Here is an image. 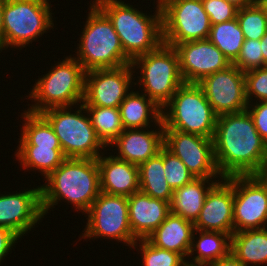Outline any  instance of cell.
Here are the masks:
<instances>
[{
  "instance_id": "277c9868",
  "label": "cell",
  "mask_w": 267,
  "mask_h": 266,
  "mask_svg": "<svg viewBox=\"0 0 267 266\" xmlns=\"http://www.w3.org/2000/svg\"><path fill=\"white\" fill-rule=\"evenodd\" d=\"M89 10L76 48L77 57H74L83 70L112 69L131 64L109 18L94 3H90Z\"/></svg>"
},
{
  "instance_id": "b9f144b4",
  "label": "cell",
  "mask_w": 267,
  "mask_h": 266,
  "mask_svg": "<svg viewBox=\"0 0 267 266\" xmlns=\"http://www.w3.org/2000/svg\"><path fill=\"white\" fill-rule=\"evenodd\" d=\"M3 3L4 0H0V41L2 44V33H3Z\"/></svg>"
},
{
  "instance_id": "7a4b0ae2",
  "label": "cell",
  "mask_w": 267,
  "mask_h": 266,
  "mask_svg": "<svg viewBox=\"0 0 267 266\" xmlns=\"http://www.w3.org/2000/svg\"><path fill=\"white\" fill-rule=\"evenodd\" d=\"M44 179L47 181L41 186L44 216L62 199L84 214L101 192L97 159L66 158Z\"/></svg>"
},
{
  "instance_id": "ab89813d",
  "label": "cell",
  "mask_w": 267,
  "mask_h": 266,
  "mask_svg": "<svg viewBox=\"0 0 267 266\" xmlns=\"http://www.w3.org/2000/svg\"><path fill=\"white\" fill-rule=\"evenodd\" d=\"M225 1H227L230 4H233L238 9L251 6L258 2V0H225Z\"/></svg>"
},
{
  "instance_id": "9a60e30c",
  "label": "cell",
  "mask_w": 267,
  "mask_h": 266,
  "mask_svg": "<svg viewBox=\"0 0 267 266\" xmlns=\"http://www.w3.org/2000/svg\"><path fill=\"white\" fill-rule=\"evenodd\" d=\"M136 71L131 64L85 72L84 106L119 107L130 93ZM129 91V92H128Z\"/></svg>"
},
{
  "instance_id": "e575fe53",
  "label": "cell",
  "mask_w": 267,
  "mask_h": 266,
  "mask_svg": "<svg viewBox=\"0 0 267 266\" xmlns=\"http://www.w3.org/2000/svg\"><path fill=\"white\" fill-rule=\"evenodd\" d=\"M244 75L247 102L252 103L253 95L257 101H267V67L246 71Z\"/></svg>"
},
{
  "instance_id": "5bb4252c",
  "label": "cell",
  "mask_w": 267,
  "mask_h": 266,
  "mask_svg": "<svg viewBox=\"0 0 267 266\" xmlns=\"http://www.w3.org/2000/svg\"><path fill=\"white\" fill-rule=\"evenodd\" d=\"M164 146L186 165L195 178L223 179L215 161L213 138L164 130Z\"/></svg>"
},
{
  "instance_id": "4dcf8cb0",
  "label": "cell",
  "mask_w": 267,
  "mask_h": 266,
  "mask_svg": "<svg viewBox=\"0 0 267 266\" xmlns=\"http://www.w3.org/2000/svg\"><path fill=\"white\" fill-rule=\"evenodd\" d=\"M237 20L245 39L260 40L267 32V15L259 2L238 9Z\"/></svg>"
},
{
  "instance_id": "f6af8a7d",
  "label": "cell",
  "mask_w": 267,
  "mask_h": 266,
  "mask_svg": "<svg viewBox=\"0 0 267 266\" xmlns=\"http://www.w3.org/2000/svg\"><path fill=\"white\" fill-rule=\"evenodd\" d=\"M2 50H5V49H3L1 41H0V51H2Z\"/></svg>"
},
{
  "instance_id": "44dd1931",
  "label": "cell",
  "mask_w": 267,
  "mask_h": 266,
  "mask_svg": "<svg viewBox=\"0 0 267 266\" xmlns=\"http://www.w3.org/2000/svg\"><path fill=\"white\" fill-rule=\"evenodd\" d=\"M171 213L170 203L142 191L128 197L129 224L137 240L149 237Z\"/></svg>"
},
{
  "instance_id": "8992f818",
  "label": "cell",
  "mask_w": 267,
  "mask_h": 266,
  "mask_svg": "<svg viewBox=\"0 0 267 266\" xmlns=\"http://www.w3.org/2000/svg\"><path fill=\"white\" fill-rule=\"evenodd\" d=\"M161 110L164 130L214 137L218 115L198 83L184 82Z\"/></svg>"
},
{
  "instance_id": "8fae6325",
  "label": "cell",
  "mask_w": 267,
  "mask_h": 266,
  "mask_svg": "<svg viewBox=\"0 0 267 266\" xmlns=\"http://www.w3.org/2000/svg\"><path fill=\"white\" fill-rule=\"evenodd\" d=\"M160 7L164 44L173 47L209 38L211 24L201 0H165Z\"/></svg>"
},
{
  "instance_id": "836d02e7",
  "label": "cell",
  "mask_w": 267,
  "mask_h": 266,
  "mask_svg": "<svg viewBox=\"0 0 267 266\" xmlns=\"http://www.w3.org/2000/svg\"><path fill=\"white\" fill-rule=\"evenodd\" d=\"M232 64L243 72L263 67L260 40L245 39L239 56Z\"/></svg>"
},
{
  "instance_id": "30bf717a",
  "label": "cell",
  "mask_w": 267,
  "mask_h": 266,
  "mask_svg": "<svg viewBox=\"0 0 267 266\" xmlns=\"http://www.w3.org/2000/svg\"><path fill=\"white\" fill-rule=\"evenodd\" d=\"M50 0H4L2 47L25 48L53 28Z\"/></svg>"
},
{
  "instance_id": "ba28073f",
  "label": "cell",
  "mask_w": 267,
  "mask_h": 266,
  "mask_svg": "<svg viewBox=\"0 0 267 266\" xmlns=\"http://www.w3.org/2000/svg\"><path fill=\"white\" fill-rule=\"evenodd\" d=\"M79 106L75 113H71L70 106L50 108L40 114L52 126L66 158L97 159L103 153L99 150L106 146L97 136L83 103Z\"/></svg>"
},
{
  "instance_id": "4fadbf2b",
  "label": "cell",
  "mask_w": 267,
  "mask_h": 266,
  "mask_svg": "<svg viewBox=\"0 0 267 266\" xmlns=\"http://www.w3.org/2000/svg\"><path fill=\"white\" fill-rule=\"evenodd\" d=\"M233 186L234 232L267 227V174L225 178Z\"/></svg>"
},
{
  "instance_id": "603a6c76",
  "label": "cell",
  "mask_w": 267,
  "mask_h": 266,
  "mask_svg": "<svg viewBox=\"0 0 267 266\" xmlns=\"http://www.w3.org/2000/svg\"><path fill=\"white\" fill-rule=\"evenodd\" d=\"M195 227L193 222L170 213L146 239L154 246L188 256Z\"/></svg>"
},
{
  "instance_id": "6da1fadb",
  "label": "cell",
  "mask_w": 267,
  "mask_h": 266,
  "mask_svg": "<svg viewBox=\"0 0 267 266\" xmlns=\"http://www.w3.org/2000/svg\"><path fill=\"white\" fill-rule=\"evenodd\" d=\"M220 176L267 174V144L247 110L217 116L213 137Z\"/></svg>"
},
{
  "instance_id": "60d3db41",
  "label": "cell",
  "mask_w": 267,
  "mask_h": 266,
  "mask_svg": "<svg viewBox=\"0 0 267 266\" xmlns=\"http://www.w3.org/2000/svg\"><path fill=\"white\" fill-rule=\"evenodd\" d=\"M261 42V50L263 55V67H267V32L260 39Z\"/></svg>"
},
{
  "instance_id": "4316f807",
  "label": "cell",
  "mask_w": 267,
  "mask_h": 266,
  "mask_svg": "<svg viewBox=\"0 0 267 266\" xmlns=\"http://www.w3.org/2000/svg\"><path fill=\"white\" fill-rule=\"evenodd\" d=\"M231 252L245 265H267V227L234 232Z\"/></svg>"
},
{
  "instance_id": "484cf974",
  "label": "cell",
  "mask_w": 267,
  "mask_h": 266,
  "mask_svg": "<svg viewBox=\"0 0 267 266\" xmlns=\"http://www.w3.org/2000/svg\"><path fill=\"white\" fill-rule=\"evenodd\" d=\"M195 232L199 240L195 241ZM196 243V244H195ZM192 262L186 260L188 266H209L231 252V235L219 231H203L195 229L188 257L194 255Z\"/></svg>"
},
{
  "instance_id": "ee69618b",
  "label": "cell",
  "mask_w": 267,
  "mask_h": 266,
  "mask_svg": "<svg viewBox=\"0 0 267 266\" xmlns=\"http://www.w3.org/2000/svg\"><path fill=\"white\" fill-rule=\"evenodd\" d=\"M164 1H165V0H158V1H156V2H157V4L161 5Z\"/></svg>"
},
{
  "instance_id": "2e32d148",
  "label": "cell",
  "mask_w": 267,
  "mask_h": 266,
  "mask_svg": "<svg viewBox=\"0 0 267 266\" xmlns=\"http://www.w3.org/2000/svg\"><path fill=\"white\" fill-rule=\"evenodd\" d=\"M198 84L217 115L242 112L248 106L244 72L233 64L207 75Z\"/></svg>"
},
{
  "instance_id": "d590c367",
  "label": "cell",
  "mask_w": 267,
  "mask_h": 266,
  "mask_svg": "<svg viewBox=\"0 0 267 266\" xmlns=\"http://www.w3.org/2000/svg\"><path fill=\"white\" fill-rule=\"evenodd\" d=\"M202 3L211 25L237 18L238 8L225 0H202Z\"/></svg>"
},
{
  "instance_id": "3957f363",
  "label": "cell",
  "mask_w": 267,
  "mask_h": 266,
  "mask_svg": "<svg viewBox=\"0 0 267 266\" xmlns=\"http://www.w3.org/2000/svg\"><path fill=\"white\" fill-rule=\"evenodd\" d=\"M109 18L120 39L124 54L132 61L156 50L162 43V14L159 4L149 16L121 0H94Z\"/></svg>"
},
{
  "instance_id": "5b68a950",
  "label": "cell",
  "mask_w": 267,
  "mask_h": 266,
  "mask_svg": "<svg viewBox=\"0 0 267 266\" xmlns=\"http://www.w3.org/2000/svg\"><path fill=\"white\" fill-rule=\"evenodd\" d=\"M57 63L35 82L27 96L35 105L31 104L26 111L40 114L50 108L72 107L83 102L85 71L82 65L71 55Z\"/></svg>"
},
{
  "instance_id": "f35d334b",
  "label": "cell",
  "mask_w": 267,
  "mask_h": 266,
  "mask_svg": "<svg viewBox=\"0 0 267 266\" xmlns=\"http://www.w3.org/2000/svg\"><path fill=\"white\" fill-rule=\"evenodd\" d=\"M209 266H245L232 252Z\"/></svg>"
},
{
  "instance_id": "7bdbcfd3",
  "label": "cell",
  "mask_w": 267,
  "mask_h": 266,
  "mask_svg": "<svg viewBox=\"0 0 267 266\" xmlns=\"http://www.w3.org/2000/svg\"><path fill=\"white\" fill-rule=\"evenodd\" d=\"M260 5L265 9L266 15H267V0H258Z\"/></svg>"
},
{
  "instance_id": "83f0119b",
  "label": "cell",
  "mask_w": 267,
  "mask_h": 266,
  "mask_svg": "<svg viewBox=\"0 0 267 266\" xmlns=\"http://www.w3.org/2000/svg\"><path fill=\"white\" fill-rule=\"evenodd\" d=\"M140 191L157 199L172 201L173 189L168 185L163 165V147L160 152L138 166Z\"/></svg>"
},
{
  "instance_id": "d4e9b609",
  "label": "cell",
  "mask_w": 267,
  "mask_h": 266,
  "mask_svg": "<svg viewBox=\"0 0 267 266\" xmlns=\"http://www.w3.org/2000/svg\"><path fill=\"white\" fill-rule=\"evenodd\" d=\"M146 94L130 91L119 106L124 129L150 128V123L156 126L162 120V110ZM151 115V116H150ZM154 120V121H153Z\"/></svg>"
},
{
  "instance_id": "7c38bea8",
  "label": "cell",
  "mask_w": 267,
  "mask_h": 266,
  "mask_svg": "<svg viewBox=\"0 0 267 266\" xmlns=\"http://www.w3.org/2000/svg\"><path fill=\"white\" fill-rule=\"evenodd\" d=\"M84 214H87L88 218L82 234L83 239L90 240L101 236L123 241L126 246L136 249L138 241L129 224L128 197L100 192Z\"/></svg>"
},
{
  "instance_id": "9c48e42d",
  "label": "cell",
  "mask_w": 267,
  "mask_h": 266,
  "mask_svg": "<svg viewBox=\"0 0 267 266\" xmlns=\"http://www.w3.org/2000/svg\"><path fill=\"white\" fill-rule=\"evenodd\" d=\"M131 66L135 70L140 68L138 85L142 90L144 87V94L161 109L184 83L177 52L164 43L156 50L133 59Z\"/></svg>"
},
{
  "instance_id": "1f68e13d",
  "label": "cell",
  "mask_w": 267,
  "mask_h": 266,
  "mask_svg": "<svg viewBox=\"0 0 267 266\" xmlns=\"http://www.w3.org/2000/svg\"><path fill=\"white\" fill-rule=\"evenodd\" d=\"M139 241L142 251V266H187L186 260L178 253L152 245L147 239Z\"/></svg>"
},
{
  "instance_id": "ffe728a7",
  "label": "cell",
  "mask_w": 267,
  "mask_h": 266,
  "mask_svg": "<svg viewBox=\"0 0 267 266\" xmlns=\"http://www.w3.org/2000/svg\"><path fill=\"white\" fill-rule=\"evenodd\" d=\"M158 127V131L148 130V127L147 131L144 128L124 129L110 144L111 147H117L119 155L117 153L115 157L139 166L149 158L156 156L164 146L162 120L158 123Z\"/></svg>"
},
{
  "instance_id": "f1b7e54d",
  "label": "cell",
  "mask_w": 267,
  "mask_h": 266,
  "mask_svg": "<svg viewBox=\"0 0 267 266\" xmlns=\"http://www.w3.org/2000/svg\"><path fill=\"white\" fill-rule=\"evenodd\" d=\"M231 62L237 59L245 41L237 18L211 25L208 38Z\"/></svg>"
},
{
  "instance_id": "f546056e",
  "label": "cell",
  "mask_w": 267,
  "mask_h": 266,
  "mask_svg": "<svg viewBox=\"0 0 267 266\" xmlns=\"http://www.w3.org/2000/svg\"><path fill=\"white\" fill-rule=\"evenodd\" d=\"M90 116L97 136L105 146L110 144L124 130L119 107L84 106Z\"/></svg>"
},
{
  "instance_id": "d6986e66",
  "label": "cell",
  "mask_w": 267,
  "mask_h": 266,
  "mask_svg": "<svg viewBox=\"0 0 267 266\" xmlns=\"http://www.w3.org/2000/svg\"><path fill=\"white\" fill-rule=\"evenodd\" d=\"M233 186L225 179L218 181L207 193L203 207L196 221L195 229L234 233Z\"/></svg>"
},
{
  "instance_id": "52a82bcc",
  "label": "cell",
  "mask_w": 267,
  "mask_h": 266,
  "mask_svg": "<svg viewBox=\"0 0 267 266\" xmlns=\"http://www.w3.org/2000/svg\"><path fill=\"white\" fill-rule=\"evenodd\" d=\"M16 157L24 169L39 170L47 178L66 159L58 137L41 115L24 111Z\"/></svg>"
},
{
  "instance_id": "d6a6232c",
  "label": "cell",
  "mask_w": 267,
  "mask_h": 266,
  "mask_svg": "<svg viewBox=\"0 0 267 266\" xmlns=\"http://www.w3.org/2000/svg\"><path fill=\"white\" fill-rule=\"evenodd\" d=\"M163 165L166 181L173 190L195 178L186 165L165 146H163Z\"/></svg>"
},
{
  "instance_id": "cb8c5ba5",
  "label": "cell",
  "mask_w": 267,
  "mask_h": 266,
  "mask_svg": "<svg viewBox=\"0 0 267 266\" xmlns=\"http://www.w3.org/2000/svg\"><path fill=\"white\" fill-rule=\"evenodd\" d=\"M211 179L213 178H194L184 186L174 189L170 203L171 213L194 223L200 214L207 193L219 181Z\"/></svg>"
},
{
  "instance_id": "74e56055",
  "label": "cell",
  "mask_w": 267,
  "mask_h": 266,
  "mask_svg": "<svg viewBox=\"0 0 267 266\" xmlns=\"http://www.w3.org/2000/svg\"><path fill=\"white\" fill-rule=\"evenodd\" d=\"M20 238L10 229L0 227V263L5 259ZM4 258V259H3ZM1 265V264H0Z\"/></svg>"
},
{
  "instance_id": "ac0fdd59",
  "label": "cell",
  "mask_w": 267,
  "mask_h": 266,
  "mask_svg": "<svg viewBox=\"0 0 267 266\" xmlns=\"http://www.w3.org/2000/svg\"><path fill=\"white\" fill-rule=\"evenodd\" d=\"M42 217L41 186L0 194V227L12 230L19 238L39 224Z\"/></svg>"
},
{
  "instance_id": "e0dca14e",
  "label": "cell",
  "mask_w": 267,
  "mask_h": 266,
  "mask_svg": "<svg viewBox=\"0 0 267 266\" xmlns=\"http://www.w3.org/2000/svg\"><path fill=\"white\" fill-rule=\"evenodd\" d=\"M185 83H199L207 75L222 71L231 62L209 39L174 45Z\"/></svg>"
},
{
  "instance_id": "7402d4cb",
  "label": "cell",
  "mask_w": 267,
  "mask_h": 266,
  "mask_svg": "<svg viewBox=\"0 0 267 266\" xmlns=\"http://www.w3.org/2000/svg\"><path fill=\"white\" fill-rule=\"evenodd\" d=\"M97 158L101 192L129 197L140 190L137 165L118 159L115 155Z\"/></svg>"
},
{
  "instance_id": "8d00e7d4",
  "label": "cell",
  "mask_w": 267,
  "mask_h": 266,
  "mask_svg": "<svg viewBox=\"0 0 267 266\" xmlns=\"http://www.w3.org/2000/svg\"><path fill=\"white\" fill-rule=\"evenodd\" d=\"M258 102L256 101L255 105L248 103L246 110L249 112L259 135L267 144V101Z\"/></svg>"
}]
</instances>
